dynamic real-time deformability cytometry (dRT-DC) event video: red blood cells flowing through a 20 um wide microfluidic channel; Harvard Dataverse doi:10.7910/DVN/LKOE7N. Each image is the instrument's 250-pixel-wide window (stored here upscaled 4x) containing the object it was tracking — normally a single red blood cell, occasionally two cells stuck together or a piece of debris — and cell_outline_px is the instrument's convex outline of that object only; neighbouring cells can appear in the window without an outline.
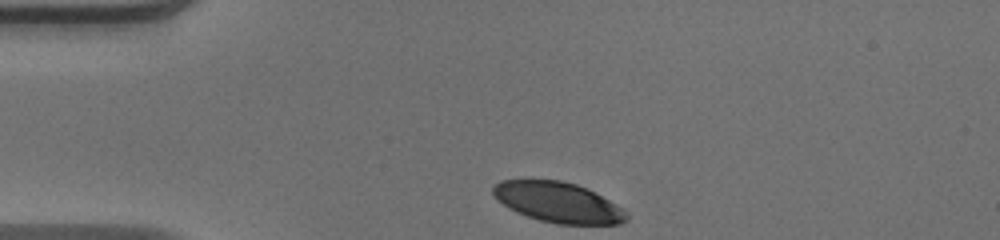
{"species": "human", "species_latin": "Homo sapiens", "temperature_condition": "warm", "stored_images_in_passage": 31, "camera_frame_rate_fps": 3000, "um_per_image_px": 0.085, "donor": {"sex": "male"}, "frame": {"image": 1, "passage_image": 1, "time_ms": 0.0, "image_size_px": [1000, 240], "cell_outline_px": [[628, 220], [620, 224], [556, 224], [540, 220], [516, 212], [508, 208], [496, 200], [492, 192], [492, 188], [500, 180], [560, 180], [576, 184], [588, 188], [624, 208], [628, 216]], "centroid_in_image_um": [47.45, 17.2], "position_along_channel_um": 37.5, "area_um2": 31.56}}
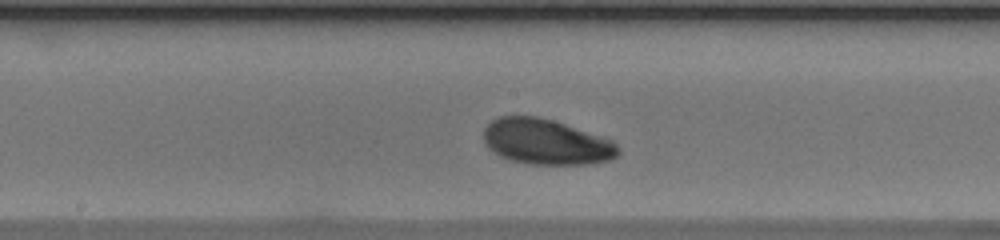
{"frame": {"image": 2, "passage_image": 16, "time_ms": 5.0, "image_size_px": [1000, 240], "cell_outline_px": [[620, 152], [612, 160], [588, 164], [528, 164], [512, 160], [500, 156], [492, 152], [488, 148], [484, 140], [484, 128], [492, 120], [500, 116], [536, 116], [552, 120], [612, 140], [620, 148]], "centroid_in_image_um": [46.41, 12.07], "position_along_channel_um": 201.8, "area_um2": 35.55}}
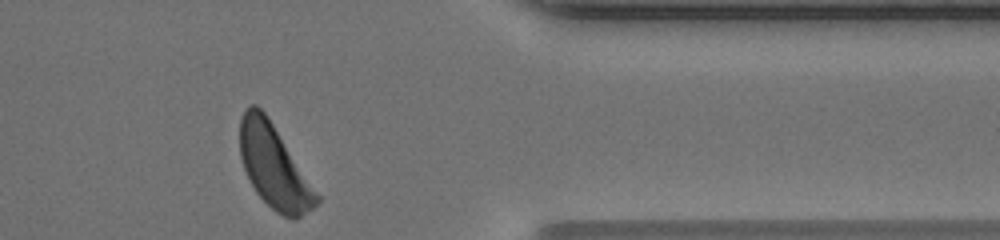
{"frame": {"image": 3, "passage_image": 31, "time_ms": 10.0, "image_size_px": [1000, 240], "cell_outline_px": [[320, 200], [312, 208], [300, 216], [284, 216], [276, 212], [256, 192], [244, 168], [240, 156], [240, 120], [244, 108], [252, 104], [256, 104], [268, 116], [320, 196]], "centroid_in_image_um": [23.27, 14.1], "position_along_channel_um": 388.1, "area_um2": 36.41}, "authors_computed_cell_mechanics": {"area_um2": 35.547, "velocity_mm_per_s": 4.0686, "shape_relaxation_time_tau1_ms": 2.3208, "shape_relaxation_time_tau2_ms": null, "deformation_change_tau1": 0.1123, "deformation_change_tau2": null}}